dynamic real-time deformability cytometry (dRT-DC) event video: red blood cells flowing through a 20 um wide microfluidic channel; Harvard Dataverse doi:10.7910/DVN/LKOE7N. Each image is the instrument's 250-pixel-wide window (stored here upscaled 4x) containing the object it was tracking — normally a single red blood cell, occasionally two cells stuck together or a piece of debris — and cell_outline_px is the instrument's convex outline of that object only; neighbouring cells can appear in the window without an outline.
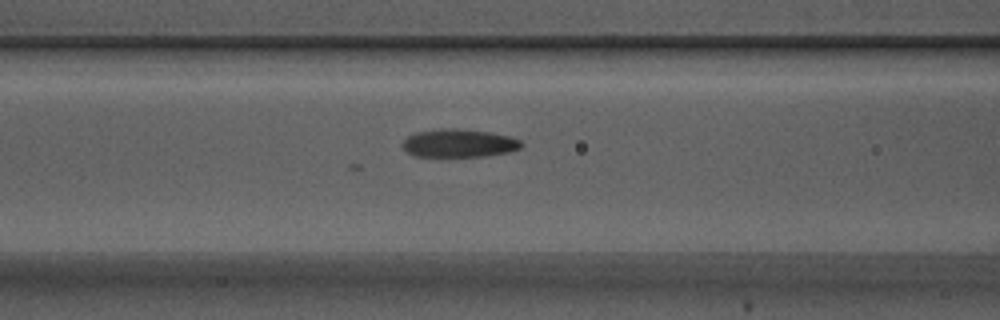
{"species": "Egyptian fruit bat (a non-hibernating species)", "species_latin": "Rousettus aegyptiacus", "temperature_condition": "warm", "stored_images_in_passage": 19, "camera_frame_rate_fps": 3000, "um_per_image_px": 0.085, "animal": {"sex": "male"}, "frame": {"image": 1, "passage_image": 6, "time_ms": 1.667, "image_size_px": [1000, 320], "cell_outline_px": [[524, 144], [520, 148], [508, 152], [484, 156], [416, 156], [408, 152], [404, 148], [404, 140], [408, 136], [416, 132], [440, 128], [456, 128], [492, 132], [512, 136], [520, 140]], "centroid_in_image_um": [39.06, 12.15], "position_along_channel_um": 127.5, "area_um2": 19.48}}
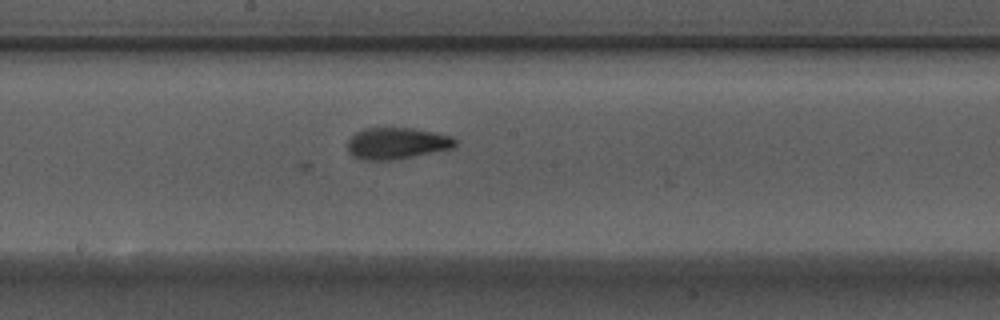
{"frame": {"image": 2, "passage_image": 13, "time_ms": 4.0, "image_size_px": [1000, 320], "cell_outline_px": [[456, 144], [452, 148], [392, 160], [364, 160], [352, 156], [348, 152], [348, 140], [356, 132], [364, 128], [412, 128], [436, 132], [452, 136], [456, 140]], "centroid_in_image_um": [33.71, 12.17], "position_along_channel_um": 214.5, "area_um2": 19.71}}
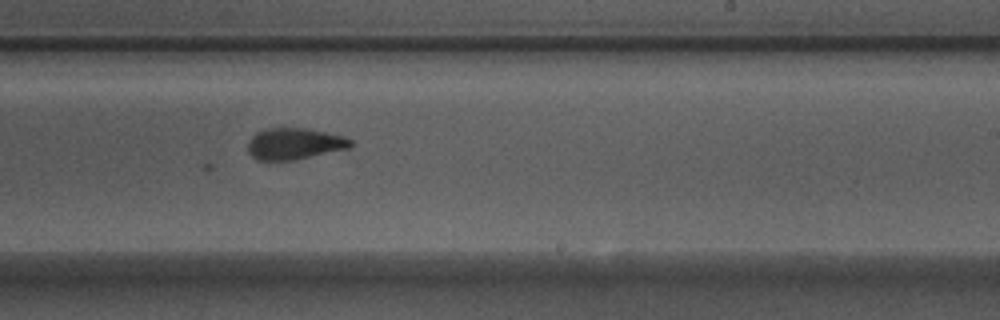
{"frame": {"image": 3, "passage_image": 17, "time_ms": 5.333, "image_size_px": [1000, 320], "cell_outline_px": [[352, 144], [348, 148], [296, 160], [256, 160], [248, 152], [248, 140], [256, 132], [264, 128], [304, 128], [344, 136], [352, 140]], "centroid_in_image_um": [24.99, 12.22], "position_along_channel_um": 264.0, "area_um2": 18.84}}